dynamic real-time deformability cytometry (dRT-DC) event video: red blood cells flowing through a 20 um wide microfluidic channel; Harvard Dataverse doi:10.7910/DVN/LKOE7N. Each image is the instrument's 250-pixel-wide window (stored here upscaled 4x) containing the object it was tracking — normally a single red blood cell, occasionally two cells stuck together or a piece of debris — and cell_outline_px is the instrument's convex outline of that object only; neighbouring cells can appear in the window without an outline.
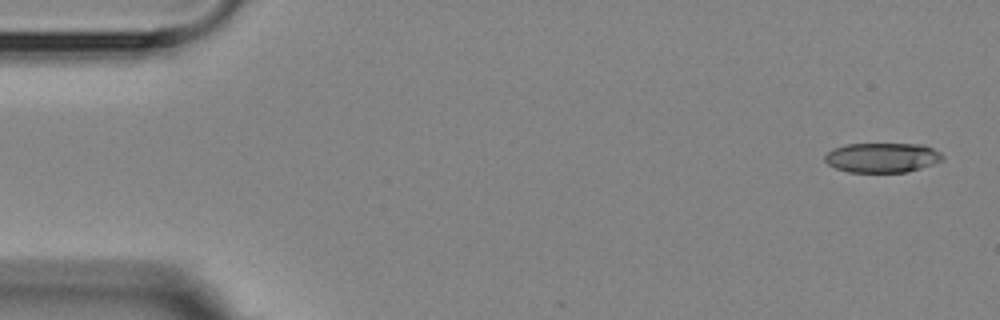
{"species": "Egyptian fruit bat (a non-hibernating species)", "species_latin": "Rousettus aegyptiacus", "temperature_condition": "room temperature", "stored_images_in_passage": 5, "camera_frame_rate_fps": 3000, "um_per_image_px": 0.085, "animal": {"sex": "female"}, "frame": {"image": 1, "passage_image": 1, "time_ms": 0.0, "image_size_px": [1000, 320], "cell_outline_px": [[944, 160], [908, 172], [848, 172], [836, 168], [828, 164], [824, 160], [824, 156], [832, 148], [848, 144], [924, 144], [940, 152], [944, 156]], "centroid_in_image_um": [74.99, 13.39], "position_along_channel_um": 10.0, "area_um2": 20.46}}
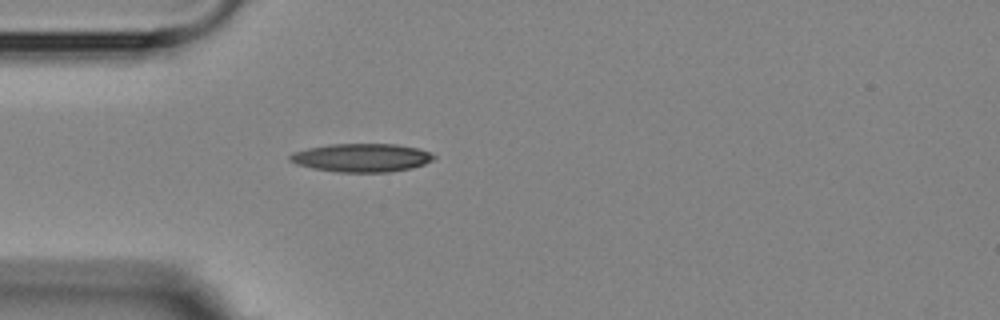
{"frame": {"image": 2, "passage_image": 5, "time_ms": 4.333, "image_size_px": [1000, 320], "cell_outline_px": [[436, 156], [432, 160], [424, 164], [412, 168], [388, 172], [336, 172], [312, 168], [296, 164], [288, 160], [288, 156], [292, 152], [308, 148], [332, 144], [396, 144], [416, 148], [432, 152]], "centroid_in_image_um": [30.72, 13.41], "position_along_channel_um": 54.3, "area_um2": 23.87}}